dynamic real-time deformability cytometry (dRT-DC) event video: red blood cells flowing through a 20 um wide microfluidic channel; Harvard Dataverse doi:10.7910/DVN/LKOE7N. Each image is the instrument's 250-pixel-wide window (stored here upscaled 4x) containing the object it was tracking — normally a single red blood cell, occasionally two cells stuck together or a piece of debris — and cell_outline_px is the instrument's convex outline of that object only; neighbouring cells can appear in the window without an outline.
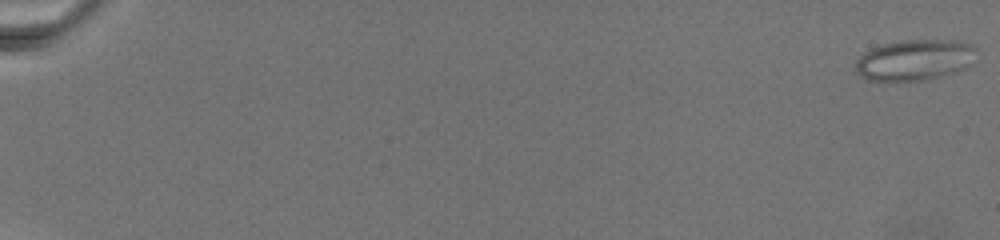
{"species": "common noctule bat (a hibernating species)", "species_latin": "Nyctalus noctula", "temperature_condition": "warm", "stored_images_in_passage": 81, "camera_frame_rate_fps": 3000, "um_per_image_px": 0.085, "animal": {"sex": "female", "body_mass_g": 19.5, "forearm_length_mm": 54.1}, "frame": {"image": 1, "passage_image": 1, "time_ms": 0.0, "image_size_px": [1000, 240], "cell_outline_px": [[980, 60], [968, 68], [928, 80], [864, 80], [856, 72], [852, 64], [864, 52], [872, 48], [884, 44], [900, 40], [960, 40], [976, 48]], "centroid_in_image_um": [77.81, 5.1], "position_along_channel_um": 7.2, "area_um2": 29.54}}
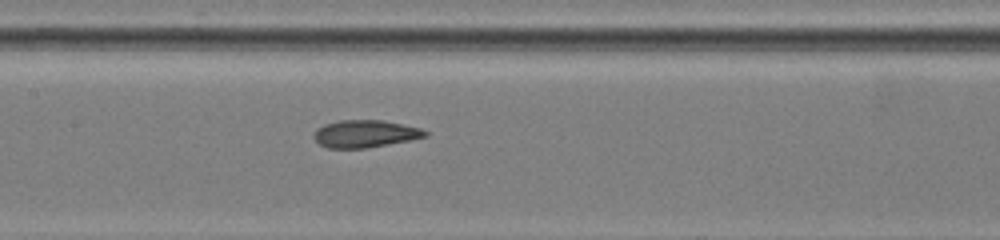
{"frame": {"image": 2, "passage_image": 36, "time_ms": 13.667, "image_size_px": [1000, 240], "cell_outline_px": [[428, 136], [368, 148], [328, 148], [320, 144], [312, 136], [316, 128], [324, 124], [340, 120], [384, 120], [420, 128], [428, 132]], "centroid_in_image_um": [31.01, 11.36], "position_along_channel_um": 176.4, "area_um2": 17.74}}
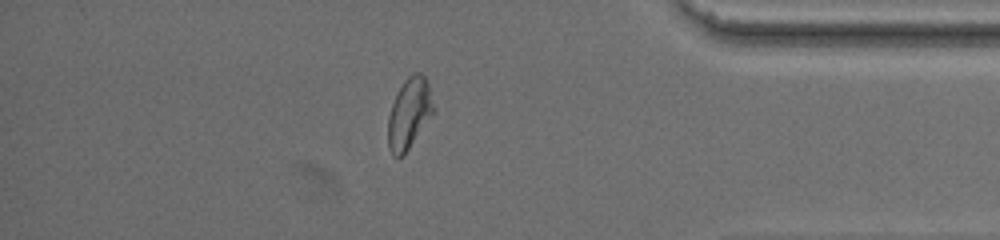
{"frame": {"image": 3, "passage_image": 64, "time_ms": 22.333, "image_size_px": [1000, 240], "cell_outline_px": [[436, 112], [404, 156], [392, 156], [388, 148], [388, 116], [392, 104], [404, 80], [412, 72], [420, 72], [428, 80], [436, 108]], "centroid_in_image_um": [34.83, 9.65], "position_along_channel_um": 400.4, "area_um2": 19.36}}